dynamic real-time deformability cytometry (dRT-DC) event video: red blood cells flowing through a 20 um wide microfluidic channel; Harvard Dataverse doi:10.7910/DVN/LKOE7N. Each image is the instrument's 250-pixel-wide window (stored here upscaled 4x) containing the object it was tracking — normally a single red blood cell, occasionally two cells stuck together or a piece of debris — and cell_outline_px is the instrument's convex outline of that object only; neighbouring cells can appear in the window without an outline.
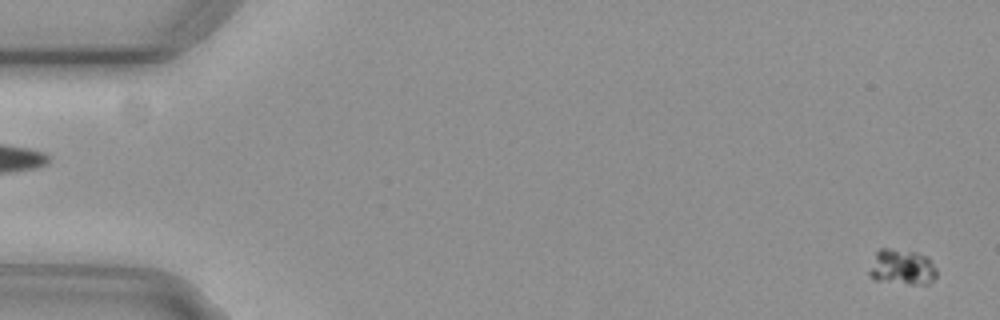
{"species": "common noctule bat (a hibernating species)", "species_latin": "Nyctalus noctula", "temperature_condition": "cold", "stored_images_in_passage": 57, "camera_frame_rate_fps": 3000, "um_per_image_px": 0.085, "animal": {"sex": "female", "body_mass_g": 29.2, "forearm_length_mm": 56.3}, "frame": {"image": 1, "passage_image": 2, "time_ms": 0.333, "image_size_px": [1000, 320], "cell_outline_px": [[936, 276], [928, 284], [908, 284], [876, 280], [868, 276], [868, 272], [876, 252], [880, 248], [888, 248], [916, 252], [928, 256], [936, 268]], "centroid_in_image_um": [76.67, 22.7], "position_along_channel_um": 8.3, "area_um2": 14.05}}
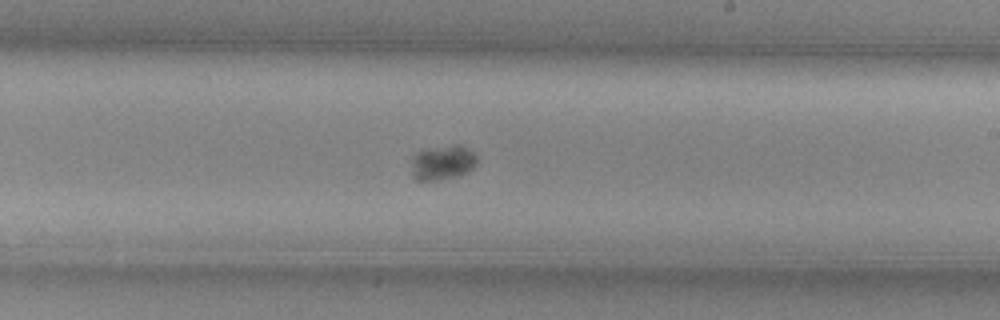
{"frame": {"image": 2, "passage_image": 34, "time_ms": 11.0, "image_size_px": [1000, 320], "cell_outline_px": [[476, 164], [468, 172], [460, 176], [440, 180], [416, 180], [412, 176], [412, 156], [416, 152], [428, 148], [452, 144], [460, 144], [472, 152], [476, 156]], "centroid_in_image_um": [37.6, 13.82], "position_along_channel_um": 251.4, "area_um2": 13.47}}
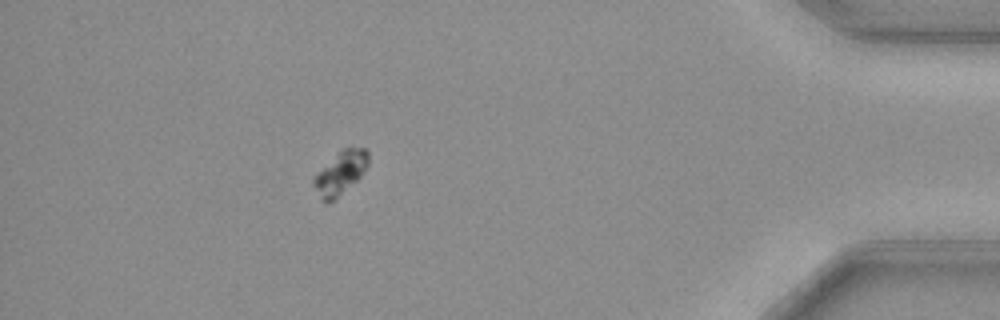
{"frame": {"image": 3, "passage_image": 51, "time_ms": 16.667, "image_size_px": [1000, 320], "cell_outline_px": [[368, 164], [360, 176], [336, 200], [328, 204], [324, 204], [320, 200], [312, 184], [312, 176], [316, 172], [344, 148], [364, 148], [368, 152]], "centroid_in_image_um": [28.87, 14.77], "position_along_channel_um": 406.3, "area_um2": 13.81}}